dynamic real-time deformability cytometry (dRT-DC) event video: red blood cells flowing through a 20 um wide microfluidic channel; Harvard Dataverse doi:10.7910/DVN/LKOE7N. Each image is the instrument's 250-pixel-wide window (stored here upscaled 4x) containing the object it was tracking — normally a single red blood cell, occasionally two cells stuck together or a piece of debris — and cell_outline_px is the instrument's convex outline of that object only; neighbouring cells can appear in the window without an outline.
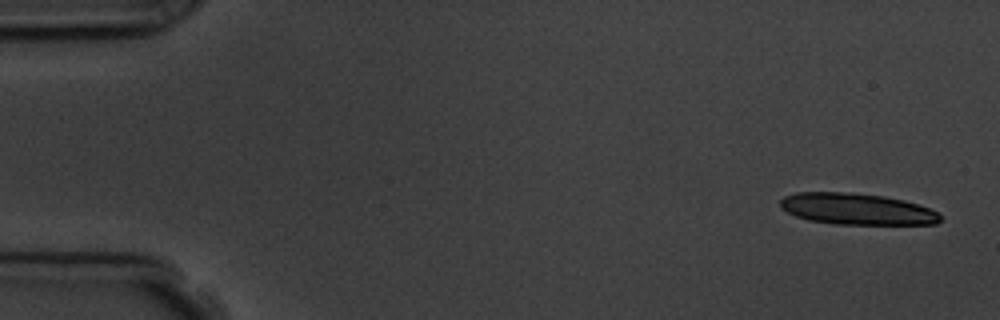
{"species": "common noctule bat (a hibernating species)", "species_latin": "Nyctalus noctula", "temperature_condition": "room temperature", "stored_images_in_passage": 3, "camera_frame_rate_fps": 3000, "um_per_image_px": 0.085, "animal": {"sex": "male", "body_mass_g": 19.5, "forearm_length_mm": 54.6}, "frame": {"image": 1, "passage_image": 1, "time_ms": 0.0, "image_size_px": [1000, 320], "cell_outline_px": [[940, 220], [936, 224], [832, 224], [808, 220], [796, 216], [780, 208], [780, 200], [784, 196], [796, 192], [848, 192], [884, 196], [904, 200], [928, 208], [936, 212], [940, 216]], "centroid_in_image_um": [72.77, 17.76], "position_along_channel_um": 12.2, "area_um2": 29.19}}